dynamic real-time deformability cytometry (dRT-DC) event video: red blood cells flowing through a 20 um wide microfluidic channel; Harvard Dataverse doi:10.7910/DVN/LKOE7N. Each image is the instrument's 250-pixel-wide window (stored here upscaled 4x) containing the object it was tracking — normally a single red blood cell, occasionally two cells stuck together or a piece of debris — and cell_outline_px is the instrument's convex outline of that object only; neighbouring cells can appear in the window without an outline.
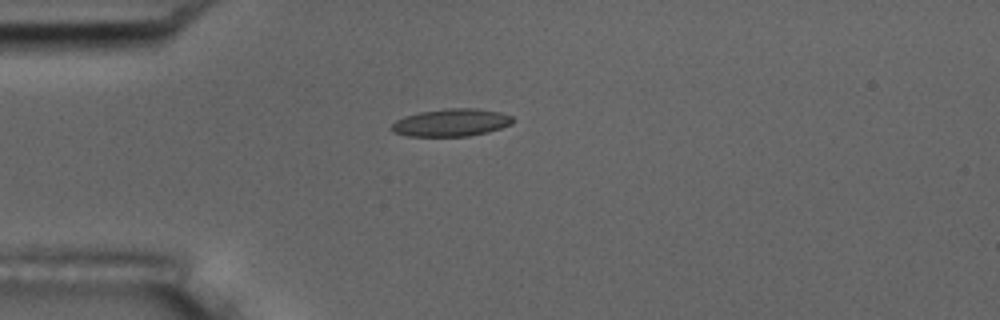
{"species": "common noctule bat (a hibernating species)", "species_latin": "Nyctalus noctula", "temperature_condition": "room temperature", "stored_images_in_passage": 37, "camera_frame_rate_fps": 3000, "um_per_image_px": 0.085, "animal": {"sex": "male", "body_mass_g": 17.5, "forearm_length_mm": 52.3}, "frame": {"image": 1, "passage_image": 1, "time_ms": 0.0, "image_size_px": [1000, 320], "cell_outline_px": [[516, 120], [512, 124], [488, 132], [468, 136], [408, 136], [392, 132], [388, 128], [396, 120], [404, 116], [420, 112], [444, 108], [476, 108], [500, 112], [512, 116]], "centroid_in_image_um": [38.35, 10.42], "position_along_channel_um": 46.7, "area_um2": 19.71}}
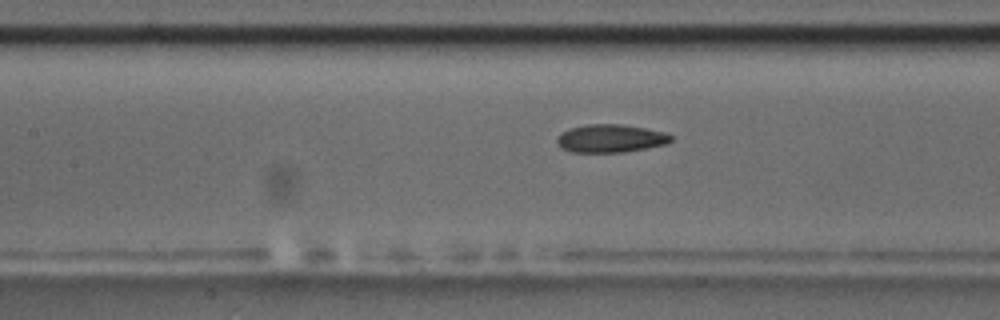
{"frame": {"image": 2, "passage_image": 11, "time_ms": 3.333, "image_size_px": [1000, 320], "cell_outline_px": [[672, 140], [668, 144], [648, 148], [624, 152], [572, 152], [560, 148], [556, 144], [556, 140], [560, 132], [568, 128], [588, 124], [624, 124], [664, 132], [672, 136]], "centroid_in_image_um": [51.87, 11.77], "position_along_channel_um": 155.5, "area_um2": 18.9}}
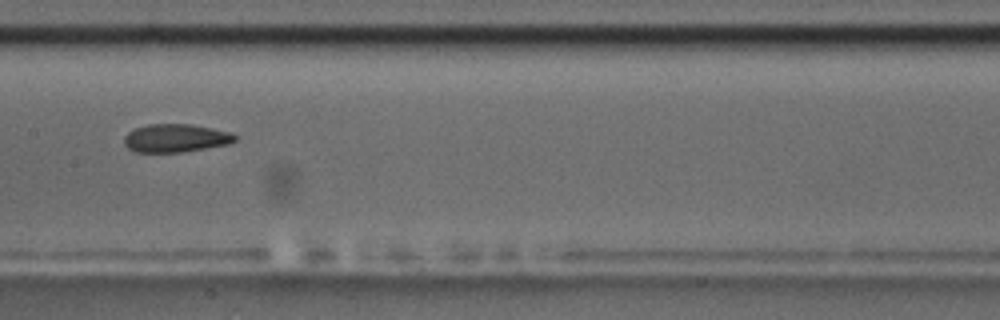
{"frame": {"image": 3, "passage_image": 14, "time_ms": 4.333, "image_size_px": [1000, 320], "cell_outline_px": [[236, 140], [228, 144], [180, 152], [136, 152], [128, 148], [124, 144], [124, 136], [128, 132], [136, 128], [148, 124], [192, 124], [232, 132], [236, 136]], "centroid_in_image_um": [14.92, 11.73], "position_along_channel_um": 192.5, "area_um2": 18.15}, "authors_computed_cell_mechanics": {"area_um2": 19.0162, "velocity_mm_per_s": 3.7303, "shape_relaxation_time_tau1_ms": 8.8547, "shape_relaxation_time_tau2_ms": 2.7952, "deformation_change_tau1": 0.1801, "deformation_change_tau2": 0.0865}}